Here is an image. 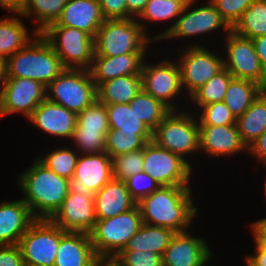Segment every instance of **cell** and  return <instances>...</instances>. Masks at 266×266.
Instances as JSON below:
<instances>
[{
    "label": "cell",
    "instance_id": "obj_12",
    "mask_svg": "<svg viewBox=\"0 0 266 266\" xmlns=\"http://www.w3.org/2000/svg\"><path fill=\"white\" fill-rule=\"evenodd\" d=\"M143 171L161 186H190L193 168L179 155L152 140L143 148Z\"/></svg>",
    "mask_w": 266,
    "mask_h": 266
},
{
    "label": "cell",
    "instance_id": "obj_33",
    "mask_svg": "<svg viewBox=\"0 0 266 266\" xmlns=\"http://www.w3.org/2000/svg\"><path fill=\"white\" fill-rule=\"evenodd\" d=\"M68 0H25L21 12L22 18H33L37 23L34 27L41 33L48 25L55 23L60 17Z\"/></svg>",
    "mask_w": 266,
    "mask_h": 266
},
{
    "label": "cell",
    "instance_id": "obj_20",
    "mask_svg": "<svg viewBox=\"0 0 266 266\" xmlns=\"http://www.w3.org/2000/svg\"><path fill=\"white\" fill-rule=\"evenodd\" d=\"M27 120L44 134L71 140L77 123V114L45 99Z\"/></svg>",
    "mask_w": 266,
    "mask_h": 266
},
{
    "label": "cell",
    "instance_id": "obj_27",
    "mask_svg": "<svg viewBox=\"0 0 266 266\" xmlns=\"http://www.w3.org/2000/svg\"><path fill=\"white\" fill-rule=\"evenodd\" d=\"M189 0H149L141 12V14L136 18L138 23L141 25L143 31L146 33L149 29H147V23H165L168 21H173V23L168 25L167 29L163 30V32H159L152 37L154 42H158L161 38L174 26L177 18L182 14L186 4ZM140 19V20H139ZM144 22H142L141 21ZM147 30V31H146Z\"/></svg>",
    "mask_w": 266,
    "mask_h": 266
},
{
    "label": "cell",
    "instance_id": "obj_40",
    "mask_svg": "<svg viewBox=\"0 0 266 266\" xmlns=\"http://www.w3.org/2000/svg\"><path fill=\"white\" fill-rule=\"evenodd\" d=\"M108 131L74 130L70 143H74L79 154H98L106 150Z\"/></svg>",
    "mask_w": 266,
    "mask_h": 266
},
{
    "label": "cell",
    "instance_id": "obj_34",
    "mask_svg": "<svg viewBox=\"0 0 266 266\" xmlns=\"http://www.w3.org/2000/svg\"><path fill=\"white\" fill-rule=\"evenodd\" d=\"M141 121L153 132L171 109L141 89L129 103Z\"/></svg>",
    "mask_w": 266,
    "mask_h": 266
},
{
    "label": "cell",
    "instance_id": "obj_43",
    "mask_svg": "<svg viewBox=\"0 0 266 266\" xmlns=\"http://www.w3.org/2000/svg\"><path fill=\"white\" fill-rule=\"evenodd\" d=\"M131 197L138 203L142 198L150 195L161 185L149 174L141 171L124 180Z\"/></svg>",
    "mask_w": 266,
    "mask_h": 266
},
{
    "label": "cell",
    "instance_id": "obj_24",
    "mask_svg": "<svg viewBox=\"0 0 266 266\" xmlns=\"http://www.w3.org/2000/svg\"><path fill=\"white\" fill-rule=\"evenodd\" d=\"M97 258L88 233L62 229L54 266H92Z\"/></svg>",
    "mask_w": 266,
    "mask_h": 266
},
{
    "label": "cell",
    "instance_id": "obj_6",
    "mask_svg": "<svg viewBox=\"0 0 266 266\" xmlns=\"http://www.w3.org/2000/svg\"><path fill=\"white\" fill-rule=\"evenodd\" d=\"M142 224L138 205L115 217L97 220L89 233L95 254L98 257L114 258L126 247Z\"/></svg>",
    "mask_w": 266,
    "mask_h": 266
},
{
    "label": "cell",
    "instance_id": "obj_56",
    "mask_svg": "<svg viewBox=\"0 0 266 266\" xmlns=\"http://www.w3.org/2000/svg\"><path fill=\"white\" fill-rule=\"evenodd\" d=\"M212 258H214L213 257V254L206 260V261H204L200 266H207V263H210L209 261L212 259ZM209 266H213V265H209Z\"/></svg>",
    "mask_w": 266,
    "mask_h": 266
},
{
    "label": "cell",
    "instance_id": "obj_54",
    "mask_svg": "<svg viewBox=\"0 0 266 266\" xmlns=\"http://www.w3.org/2000/svg\"><path fill=\"white\" fill-rule=\"evenodd\" d=\"M92 266H120V264L112 257H98Z\"/></svg>",
    "mask_w": 266,
    "mask_h": 266
},
{
    "label": "cell",
    "instance_id": "obj_57",
    "mask_svg": "<svg viewBox=\"0 0 266 266\" xmlns=\"http://www.w3.org/2000/svg\"><path fill=\"white\" fill-rule=\"evenodd\" d=\"M262 94L265 96L266 98V82L262 85Z\"/></svg>",
    "mask_w": 266,
    "mask_h": 266
},
{
    "label": "cell",
    "instance_id": "obj_47",
    "mask_svg": "<svg viewBox=\"0 0 266 266\" xmlns=\"http://www.w3.org/2000/svg\"><path fill=\"white\" fill-rule=\"evenodd\" d=\"M0 266H25L18 244L0 245Z\"/></svg>",
    "mask_w": 266,
    "mask_h": 266
},
{
    "label": "cell",
    "instance_id": "obj_59",
    "mask_svg": "<svg viewBox=\"0 0 266 266\" xmlns=\"http://www.w3.org/2000/svg\"><path fill=\"white\" fill-rule=\"evenodd\" d=\"M25 266H39V265H28V264H25Z\"/></svg>",
    "mask_w": 266,
    "mask_h": 266
},
{
    "label": "cell",
    "instance_id": "obj_17",
    "mask_svg": "<svg viewBox=\"0 0 266 266\" xmlns=\"http://www.w3.org/2000/svg\"><path fill=\"white\" fill-rule=\"evenodd\" d=\"M112 179V158L106 152L80 154L71 185L74 189L95 194Z\"/></svg>",
    "mask_w": 266,
    "mask_h": 266
},
{
    "label": "cell",
    "instance_id": "obj_22",
    "mask_svg": "<svg viewBox=\"0 0 266 266\" xmlns=\"http://www.w3.org/2000/svg\"><path fill=\"white\" fill-rule=\"evenodd\" d=\"M148 53H126L115 57L94 55L89 69L96 87L119 76L141 75Z\"/></svg>",
    "mask_w": 266,
    "mask_h": 266
},
{
    "label": "cell",
    "instance_id": "obj_35",
    "mask_svg": "<svg viewBox=\"0 0 266 266\" xmlns=\"http://www.w3.org/2000/svg\"><path fill=\"white\" fill-rule=\"evenodd\" d=\"M232 30L251 40L266 35V0H255L232 27Z\"/></svg>",
    "mask_w": 266,
    "mask_h": 266
},
{
    "label": "cell",
    "instance_id": "obj_25",
    "mask_svg": "<svg viewBox=\"0 0 266 266\" xmlns=\"http://www.w3.org/2000/svg\"><path fill=\"white\" fill-rule=\"evenodd\" d=\"M137 205L131 197L125 181L112 179L94 194V208L97 220L115 217Z\"/></svg>",
    "mask_w": 266,
    "mask_h": 266
},
{
    "label": "cell",
    "instance_id": "obj_26",
    "mask_svg": "<svg viewBox=\"0 0 266 266\" xmlns=\"http://www.w3.org/2000/svg\"><path fill=\"white\" fill-rule=\"evenodd\" d=\"M6 17L0 19V60L3 61L26 47L39 34L32 28L33 31H30V35L28 27L23 23L21 14Z\"/></svg>",
    "mask_w": 266,
    "mask_h": 266
},
{
    "label": "cell",
    "instance_id": "obj_3",
    "mask_svg": "<svg viewBox=\"0 0 266 266\" xmlns=\"http://www.w3.org/2000/svg\"><path fill=\"white\" fill-rule=\"evenodd\" d=\"M65 69L61 59L40 33L5 61L6 77L29 78L46 87Z\"/></svg>",
    "mask_w": 266,
    "mask_h": 266
},
{
    "label": "cell",
    "instance_id": "obj_2",
    "mask_svg": "<svg viewBox=\"0 0 266 266\" xmlns=\"http://www.w3.org/2000/svg\"><path fill=\"white\" fill-rule=\"evenodd\" d=\"M18 176L21 199L36 219H50L61 207L72 187L71 181L58 176L37 158Z\"/></svg>",
    "mask_w": 266,
    "mask_h": 266
},
{
    "label": "cell",
    "instance_id": "obj_48",
    "mask_svg": "<svg viewBox=\"0 0 266 266\" xmlns=\"http://www.w3.org/2000/svg\"><path fill=\"white\" fill-rule=\"evenodd\" d=\"M248 154L256 158V161L266 163V130L248 147Z\"/></svg>",
    "mask_w": 266,
    "mask_h": 266
},
{
    "label": "cell",
    "instance_id": "obj_7",
    "mask_svg": "<svg viewBox=\"0 0 266 266\" xmlns=\"http://www.w3.org/2000/svg\"><path fill=\"white\" fill-rule=\"evenodd\" d=\"M46 99L76 114L97 100L90 71L66 68L46 87Z\"/></svg>",
    "mask_w": 266,
    "mask_h": 266
},
{
    "label": "cell",
    "instance_id": "obj_19",
    "mask_svg": "<svg viewBox=\"0 0 266 266\" xmlns=\"http://www.w3.org/2000/svg\"><path fill=\"white\" fill-rule=\"evenodd\" d=\"M200 152L209 157L234 156V154L248 152L247 146L242 142L237 124L233 125H198Z\"/></svg>",
    "mask_w": 266,
    "mask_h": 266
},
{
    "label": "cell",
    "instance_id": "obj_39",
    "mask_svg": "<svg viewBox=\"0 0 266 266\" xmlns=\"http://www.w3.org/2000/svg\"><path fill=\"white\" fill-rule=\"evenodd\" d=\"M74 130L109 131L106 105L96 100L78 113Z\"/></svg>",
    "mask_w": 266,
    "mask_h": 266
},
{
    "label": "cell",
    "instance_id": "obj_36",
    "mask_svg": "<svg viewBox=\"0 0 266 266\" xmlns=\"http://www.w3.org/2000/svg\"><path fill=\"white\" fill-rule=\"evenodd\" d=\"M233 76L224 68L217 75L213 76L207 83L196 90L189 100L198 107L206 106L214 102L224 101L228 84Z\"/></svg>",
    "mask_w": 266,
    "mask_h": 266
},
{
    "label": "cell",
    "instance_id": "obj_11",
    "mask_svg": "<svg viewBox=\"0 0 266 266\" xmlns=\"http://www.w3.org/2000/svg\"><path fill=\"white\" fill-rule=\"evenodd\" d=\"M61 238L62 228L50 219H36L18 243L24 263L54 266Z\"/></svg>",
    "mask_w": 266,
    "mask_h": 266
},
{
    "label": "cell",
    "instance_id": "obj_42",
    "mask_svg": "<svg viewBox=\"0 0 266 266\" xmlns=\"http://www.w3.org/2000/svg\"><path fill=\"white\" fill-rule=\"evenodd\" d=\"M199 109L201 110L197 117L198 125L227 126L236 124V118L223 101L214 102Z\"/></svg>",
    "mask_w": 266,
    "mask_h": 266
},
{
    "label": "cell",
    "instance_id": "obj_49",
    "mask_svg": "<svg viewBox=\"0 0 266 266\" xmlns=\"http://www.w3.org/2000/svg\"><path fill=\"white\" fill-rule=\"evenodd\" d=\"M255 251L253 255H246L247 266H266V245L259 242L255 237Z\"/></svg>",
    "mask_w": 266,
    "mask_h": 266
},
{
    "label": "cell",
    "instance_id": "obj_23",
    "mask_svg": "<svg viewBox=\"0 0 266 266\" xmlns=\"http://www.w3.org/2000/svg\"><path fill=\"white\" fill-rule=\"evenodd\" d=\"M36 220L29 207L20 198L0 203V245L18 244L30 225Z\"/></svg>",
    "mask_w": 266,
    "mask_h": 266
},
{
    "label": "cell",
    "instance_id": "obj_9",
    "mask_svg": "<svg viewBox=\"0 0 266 266\" xmlns=\"http://www.w3.org/2000/svg\"><path fill=\"white\" fill-rule=\"evenodd\" d=\"M40 34L65 68L90 69L95 53L94 37L72 27H46Z\"/></svg>",
    "mask_w": 266,
    "mask_h": 266
},
{
    "label": "cell",
    "instance_id": "obj_18",
    "mask_svg": "<svg viewBox=\"0 0 266 266\" xmlns=\"http://www.w3.org/2000/svg\"><path fill=\"white\" fill-rule=\"evenodd\" d=\"M206 241L188 231L175 233L162 255V266H200L214 254Z\"/></svg>",
    "mask_w": 266,
    "mask_h": 266
},
{
    "label": "cell",
    "instance_id": "obj_50",
    "mask_svg": "<svg viewBox=\"0 0 266 266\" xmlns=\"http://www.w3.org/2000/svg\"><path fill=\"white\" fill-rule=\"evenodd\" d=\"M251 232L259 242L266 245V218L255 220L250 224Z\"/></svg>",
    "mask_w": 266,
    "mask_h": 266
},
{
    "label": "cell",
    "instance_id": "obj_46",
    "mask_svg": "<svg viewBox=\"0 0 266 266\" xmlns=\"http://www.w3.org/2000/svg\"><path fill=\"white\" fill-rule=\"evenodd\" d=\"M127 0H99L102 14L105 19L134 18L127 11Z\"/></svg>",
    "mask_w": 266,
    "mask_h": 266
},
{
    "label": "cell",
    "instance_id": "obj_5",
    "mask_svg": "<svg viewBox=\"0 0 266 266\" xmlns=\"http://www.w3.org/2000/svg\"><path fill=\"white\" fill-rule=\"evenodd\" d=\"M193 113L195 112L171 110L152 132L153 142L179 155L191 167L193 164L187 158L188 155L200 153L199 126L196 118L198 114Z\"/></svg>",
    "mask_w": 266,
    "mask_h": 266
},
{
    "label": "cell",
    "instance_id": "obj_1",
    "mask_svg": "<svg viewBox=\"0 0 266 266\" xmlns=\"http://www.w3.org/2000/svg\"><path fill=\"white\" fill-rule=\"evenodd\" d=\"M192 192L190 186H160L137 203L142 222L175 233L189 231L199 212Z\"/></svg>",
    "mask_w": 266,
    "mask_h": 266
},
{
    "label": "cell",
    "instance_id": "obj_30",
    "mask_svg": "<svg viewBox=\"0 0 266 266\" xmlns=\"http://www.w3.org/2000/svg\"><path fill=\"white\" fill-rule=\"evenodd\" d=\"M261 93L262 86L257 82L248 79L232 78L228 84L223 102L237 119Z\"/></svg>",
    "mask_w": 266,
    "mask_h": 266
},
{
    "label": "cell",
    "instance_id": "obj_29",
    "mask_svg": "<svg viewBox=\"0 0 266 266\" xmlns=\"http://www.w3.org/2000/svg\"><path fill=\"white\" fill-rule=\"evenodd\" d=\"M174 234L168 228L143 223L122 251H150L162 256Z\"/></svg>",
    "mask_w": 266,
    "mask_h": 266
},
{
    "label": "cell",
    "instance_id": "obj_31",
    "mask_svg": "<svg viewBox=\"0 0 266 266\" xmlns=\"http://www.w3.org/2000/svg\"><path fill=\"white\" fill-rule=\"evenodd\" d=\"M242 142L247 148L266 130V98L261 93L251 106L236 119Z\"/></svg>",
    "mask_w": 266,
    "mask_h": 266
},
{
    "label": "cell",
    "instance_id": "obj_13",
    "mask_svg": "<svg viewBox=\"0 0 266 266\" xmlns=\"http://www.w3.org/2000/svg\"><path fill=\"white\" fill-rule=\"evenodd\" d=\"M141 75L142 89L146 93L163 102L171 110L179 109L177 107H179L180 104H176L175 98H183V96L185 98V93L182 87L181 73L176 59L173 61L167 58L157 62V64L151 62L147 63L145 59Z\"/></svg>",
    "mask_w": 266,
    "mask_h": 266
},
{
    "label": "cell",
    "instance_id": "obj_4",
    "mask_svg": "<svg viewBox=\"0 0 266 266\" xmlns=\"http://www.w3.org/2000/svg\"><path fill=\"white\" fill-rule=\"evenodd\" d=\"M136 18L105 19L94 38V55L115 57L126 53H148L154 41Z\"/></svg>",
    "mask_w": 266,
    "mask_h": 266
},
{
    "label": "cell",
    "instance_id": "obj_51",
    "mask_svg": "<svg viewBox=\"0 0 266 266\" xmlns=\"http://www.w3.org/2000/svg\"><path fill=\"white\" fill-rule=\"evenodd\" d=\"M255 51L260 60L263 69L266 72V35H262L252 39Z\"/></svg>",
    "mask_w": 266,
    "mask_h": 266
},
{
    "label": "cell",
    "instance_id": "obj_55",
    "mask_svg": "<svg viewBox=\"0 0 266 266\" xmlns=\"http://www.w3.org/2000/svg\"><path fill=\"white\" fill-rule=\"evenodd\" d=\"M5 77H6L5 61L0 60V91L5 82Z\"/></svg>",
    "mask_w": 266,
    "mask_h": 266
},
{
    "label": "cell",
    "instance_id": "obj_21",
    "mask_svg": "<svg viewBox=\"0 0 266 266\" xmlns=\"http://www.w3.org/2000/svg\"><path fill=\"white\" fill-rule=\"evenodd\" d=\"M105 21L99 0H68L60 17L47 27H72L94 37Z\"/></svg>",
    "mask_w": 266,
    "mask_h": 266
},
{
    "label": "cell",
    "instance_id": "obj_15",
    "mask_svg": "<svg viewBox=\"0 0 266 266\" xmlns=\"http://www.w3.org/2000/svg\"><path fill=\"white\" fill-rule=\"evenodd\" d=\"M45 99L46 86L41 82L29 78L5 77L0 91V118L18 113L28 119Z\"/></svg>",
    "mask_w": 266,
    "mask_h": 266
},
{
    "label": "cell",
    "instance_id": "obj_58",
    "mask_svg": "<svg viewBox=\"0 0 266 266\" xmlns=\"http://www.w3.org/2000/svg\"><path fill=\"white\" fill-rule=\"evenodd\" d=\"M263 165L266 167V163H263ZM264 192H265V199H266V177H265V182H264Z\"/></svg>",
    "mask_w": 266,
    "mask_h": 266
},
{
    "label": "cell",
    "instance_id": "obj_28",
    "mask_svg": "<svg viewBox=\"0 0 266 266\" xmlns=\"http://www.w3.org/2000/svg\"><path fill=\"white\" fill-rule=\"evenodd\" d=\"M142 89V75L119 76L97 87V100L105 105L127 104Z\"/></svg>",
    "mask_w": 266,
    "mask_h": 266
},
{
    "label": "cell",
    "instance_id": "obj_37",
    "mask_svg": "<svg viewBox=\"0 0 266 266\" xmlns=\"http://www.w3.org/2000/svg\"><path fill=\"white\" fill-rule=\"evenodd\" d=\"M151 140L152 134H122L118 130L110 129L105 138V152L112 158L143 149Z\"/></svg>",
    "mask_w": 266,
    "mask_h": 266
},
{
    "label": "cell",
    "instance_id": "obj_32",
    "mask_svg": "<svg viewBox=\"0 0 266 266\" xmlns=\"http://www.w3.org/2000/svg\"><path fill=\"white\" fill-rule=\"evenodd\" d=\"M106 110L110 129L122 134H152L129 103L106 105Z\"/></svg>",
    "mask_w": 266,
    "mask_h": 266
},
{
    "label": "cell",
    "instance_id": "obj_14",
    "mask_svg": "<svg viewBox=\"0 0 266 266\" xmlns=\"http://www.w3.org/2000/svg\"><path fill=\"white\" fill-rule=\"evenodd\" d=\"M224 39L226 43L223 46L226 52H220L224 54V68L233 78L252 80L262 86L266 82V72L252 40L238 35L233 30Z\"/></svg>",
    "mask_w": 266,
    "mask_h": 266
},
{
    "label": "cell",
    "instance_id": "obj_10",
    "mask_svg": "<svg viewBox=\"0 0 266 266\" xmlns=\"http://www.w3.org/2000/svg\"><path fill=\"white\" fill-rule=\"evenodd\" d=\"M195 2H197V0L188 1L174 26L161 38L160 41H167V39H188V37L193 38L194 36L196 37L200 35L205 36L206 34L208 35V33L213 34L221 29L224 30L223 36H227L232 31V27L226 22L209 0H207V4L201 5V7H195Z\"/></svg>",
    "mask_w": 266,
    "mask_h": 266
},
{
    "label": "cell",
    "instance_id": "obj_38",
    "mask_svg": "<svg viewBox=\"0 0 266 266\" xmlns=\"http://www.w3.org/2000/svg\"><path fill=\"white\" fill-rule=\"evenodd\" d=\"M79 155L76 149L64 146V148L58 147V149L53 151L50 150V152L45 153L42 157L38 155L36 158L58 176L71 181Z\"/></svg>",
    "mask_w": 266,
    "mask_h": 266
},
{
    "label": "cell",
    "instance_id": "obj_41",
    "mask_svg": "<svg viewBox=\"0 0 266 266\" xmlns=\"http://www.w3.org/2000/svg\"><path fill=\"white\" fill-rule=\"evenodd\" d=\"M143 161V149L112 157L113 178L124 181L143 171Z\"/></svg>",
    "mask_w": 266,
    "mask_h": 266
},
{
    "label": "cell",
    "instance_id": "obj_52",
    "mask_svg": "<svg viewBox=\"0 0 266 266\" xmlns=\"http://www.w3.org/2000/svg\"><path fill=\"white\" fill-rule=\"evenodd\" d=\"M25 0H0V7L11 14H21Z\"/></svg>",
    "mask_w": 266,
    "mask_h": 266
},
{
    "label": "cell",
    "instance_id": "obj_16",
    "mask_svg": "<svg viewBox=\"0 0 266 266\" xmlns=\"http://www.w3.org/2000/svg\"><path fill=\"white\" fill-rule=\"evenodd\" d=\"M50 220L64 231L90 233L97 221L94 194L71 187Z\"/></svg>",
    "mask_w": 266,
    "mask_h": 266
},
{
    "label": "cell",
    "instance_id": "obj_44",
    "mask_svg": "<svg viewBox=\"0 0 266 266\" xmlns=\"http://www.w3.org/2000/svg\"><path fill=\"white\" fill-rule=\"evenodd\" d=\"M114 259L120 266H162V256L150 251H120Z\"/></svg>",
    "mask_w": 266,
    "mask_h": 266
},
{
    "label": "cell",
    "instance_id": "obj_8",
    "mask_svg": "<svg viewBox=\"0 0 266 266\" xmlns=\"http://www.w3.org/2000/svg\"><path fill=\"white\" fill-rule=\"evenodd\" d=\"M177 52L183 90L189 98L196 90L224 69L223 55L209 50L199 42L191 43ZM219 54V55H218Z\"/></svg>",
    "mask_w": 266,
    "mask_h": 266
},
{
    "label": "cell",
    "instance_id": "obj_53",
    "mask_svg": "<svg viewBox=\"0 0 266 266\" xmlns=\"http://www.w3.org/2000/svg\"><path fill=\"white\" fill-rule=\"evenodd\" d=\"M149 0H127V11L134 17L137 18L144 10Z\"/></svg>",
    "mask_w": 266,
    "mask_h": 266
},
{
    "label": "cell",
    "instance_id": "obj_45",
    "mask_svg": "<svg viewBox=\"0 0 266 266\" xmlns=\"http://www.w3.org/2000/svg\"><path fill=\"white\" fill-rule=\"evenodd\" d=\"M226 22L233 27L255 0H209Z\"/></svg>",
    "mask_w": 266,
    "mask_h": 266
}]
</instances>
